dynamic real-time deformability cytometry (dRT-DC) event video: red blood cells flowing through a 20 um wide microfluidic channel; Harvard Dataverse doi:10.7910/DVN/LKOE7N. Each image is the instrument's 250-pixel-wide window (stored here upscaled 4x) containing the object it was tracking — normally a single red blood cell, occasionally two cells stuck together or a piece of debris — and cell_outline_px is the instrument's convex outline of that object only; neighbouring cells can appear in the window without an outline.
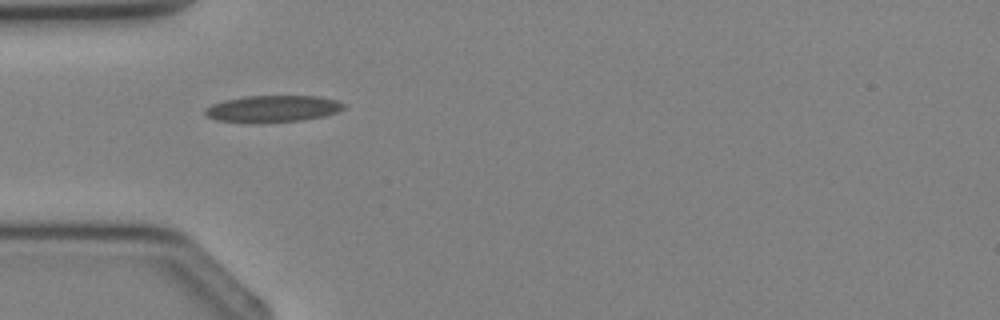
{"species": "Egyptian fruit bat (a non-hibernating species)", "species_latin": "Rousettus aegyptiacus", "temperature_condition": "cold", "stored_images_in_passage": 3, "camera_frame_rate_fps": 3000, "um_per_image_px": 0.085, "animal": {"sex": "female"}, "frame": {"image": 1, "passage_image": 3, "time_ms": 2.333, "image_size_px": [1000, 320], "cell_outline_px": [[344, 108], [336, 112], [324, 116], [300, 120], [260, 124], [216, 120], [208, 116], [204, 112], [204, 108], [212, 104], [224, 100], [244, 96], [316, 96], [336, 100], [344, 104]], "centroid_in_image_um": [23.13, 9.25], "position_along_channel_um": 61.9, "area_um2": 21.73}}